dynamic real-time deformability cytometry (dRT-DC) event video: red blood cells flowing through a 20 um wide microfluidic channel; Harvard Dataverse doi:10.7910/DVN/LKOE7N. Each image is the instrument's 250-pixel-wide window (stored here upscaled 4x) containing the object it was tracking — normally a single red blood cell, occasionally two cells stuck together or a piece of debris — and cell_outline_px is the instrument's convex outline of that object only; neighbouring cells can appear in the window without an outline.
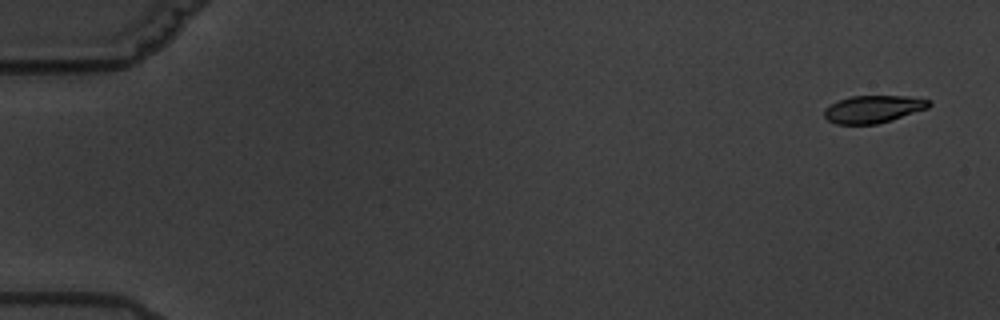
{"species": "common noctule bat (a hibernating species)", "species_latin": "Nyctalus noctula", "temperature_condition": "warm", "stored_images_in_passage": 11, "camera_frame_rate_fps": 3000, "um_per_image_px": 0.085, "animal": {"sex": "male", "body_mass_g": 19.5, "forearm_length_mm": 54.6}, "frame": {"image": 1, "passage_image": 1, "time_ms": 0.0, "image_size_px": [1000, 320], "cell_outline_px": [[932, 104], [928, 108], [892, 120], [876, 124], [836, 124], [828, 120], [824, 116], [824, 108], [840, 100], [852, 96], [908, 96], [932, 100]], "centroid_in_image_um": [74.26, 9.27], "position_along_channel_um": 10.7, "area_um2": 16.76}}
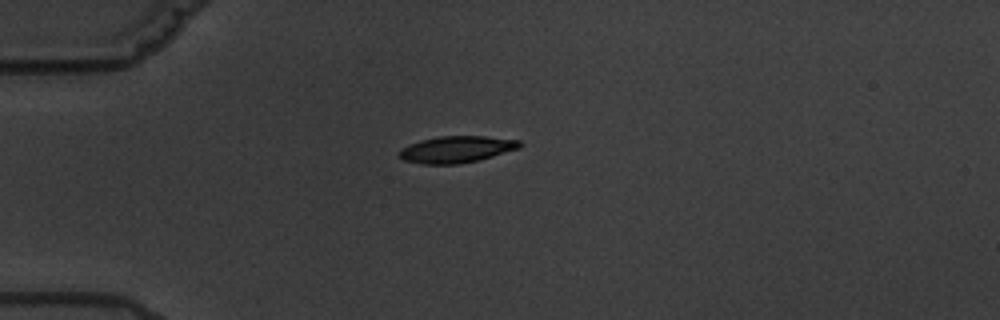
{"frame": {"image": 2, "passage_image": 5, "time_ms": 4.667, "image_size_px": [1000, 320], "cell_outline_px": [[524, 144], [520, 148], [480, 160], [456, 164], [420, 164], [404, 160], [400, 156], [400, 148], [408, 144], [420, 140], [440, 136], [484, 136], [520, 140]], "centroid_in_image_um": [38.83, 12.69], "position_along_channel_um": 46.2, "area_um2": 18.84}}
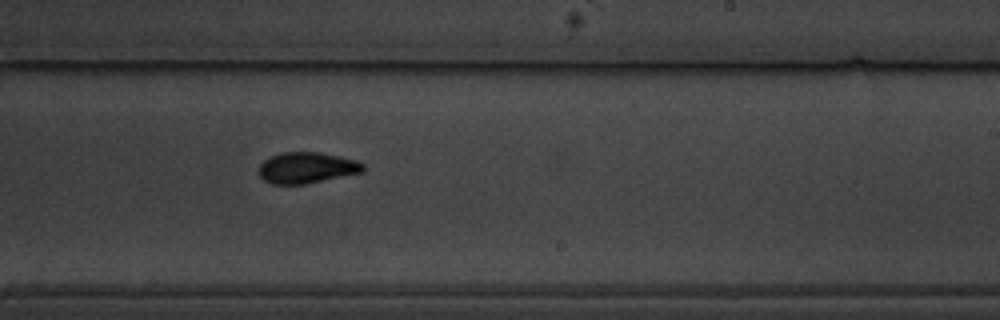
{"frame": {"image": 3, "passage_image": 11, "time_ms": 11.667, "image_size_px": [1000, 320], "cell_outline_px": [[364, 172], [304, 184], [272, 184], [264, 180], [256, 172], [260, 164], [264, 160], [280, 152], [320, 152], [340, 156], [356, 160], [364, 164]], "centroid_in_image_um": [26.06, 14.25], "position_along_channel_um": 262.9, "area_um2": 19.02}}